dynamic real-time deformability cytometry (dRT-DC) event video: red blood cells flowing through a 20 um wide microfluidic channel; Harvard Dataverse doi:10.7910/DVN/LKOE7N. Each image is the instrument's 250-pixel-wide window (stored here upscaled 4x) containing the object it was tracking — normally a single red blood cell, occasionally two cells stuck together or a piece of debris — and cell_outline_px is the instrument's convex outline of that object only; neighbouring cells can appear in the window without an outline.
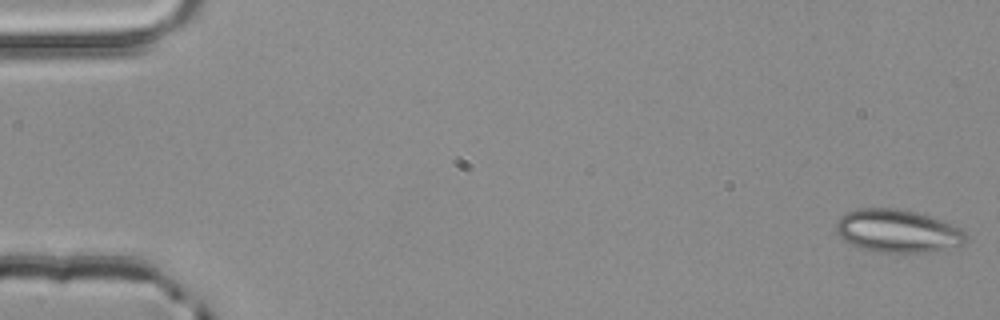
{"species": "common noctule bat (a hibernating species)", "species_latin": "Nyctalus noctula", "temperature_condition": "room temperature", "stored_images_in_passage": 4, "camera_frame_rate_fps": 3000, "um_per_image_px": 0.085, "animal": {"sex": "male", "body_mass_g": 20.4}, "frame": {"image": 1, "passage_image": 1, "time_ms": 0.0, "image_size_px": [1000, 320], "cell_outline_px": [[968, 240], [964, 244], [928, 252], [876, 252], [852, 244], [844, 240], [836, 232], [836, 220], [840, 216], [848, 212], [860, 208], [896, 208], [916, 212], [952, 224], [960, 228], [968, 236]], "centroid_in_image_um": [76.3, 19.63], "position_along_channel_um": 8.7, "area_um2": 32.31}}